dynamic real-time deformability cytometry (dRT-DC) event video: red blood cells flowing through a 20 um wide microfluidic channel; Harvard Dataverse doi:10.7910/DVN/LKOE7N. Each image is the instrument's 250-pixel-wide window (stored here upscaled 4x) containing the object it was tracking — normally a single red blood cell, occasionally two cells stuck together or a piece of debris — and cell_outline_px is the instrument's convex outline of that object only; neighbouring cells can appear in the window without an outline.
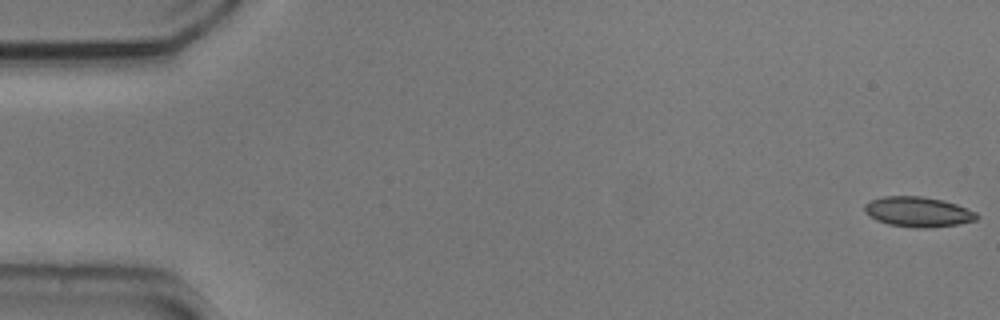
{"species": "common noctule bat (a hibernating species)", "species_latin": "Nyctalus noctula", "temperature_condition": "cold", "stored_images_in_passage": 9, "camera_frame_rate_fps": 3000, "um_per_image_px": 0.085, "animal": {"sex": "male", "body_mass_g": 20.5, "forearm_length_mm": 52.5}, "frame": {"image": 1, "passage_image": 1, "time_ms": 0.0, "image_size_px": [1000, 320], "cell_outline_px": [[980, 216], [976, 220], [956, 224], [928, 228], [916, 228], [888, 224], [876, 220], [868, 216], [864, 212], [864, 204], [872, 200], [884, 196], [924, 196], [944, 200], [968, 208], [976, 212]], "centroid_in_image_um": [78.03, 18.0], "position_along_channel_um": 7.0, "area_um2": 19.83}}